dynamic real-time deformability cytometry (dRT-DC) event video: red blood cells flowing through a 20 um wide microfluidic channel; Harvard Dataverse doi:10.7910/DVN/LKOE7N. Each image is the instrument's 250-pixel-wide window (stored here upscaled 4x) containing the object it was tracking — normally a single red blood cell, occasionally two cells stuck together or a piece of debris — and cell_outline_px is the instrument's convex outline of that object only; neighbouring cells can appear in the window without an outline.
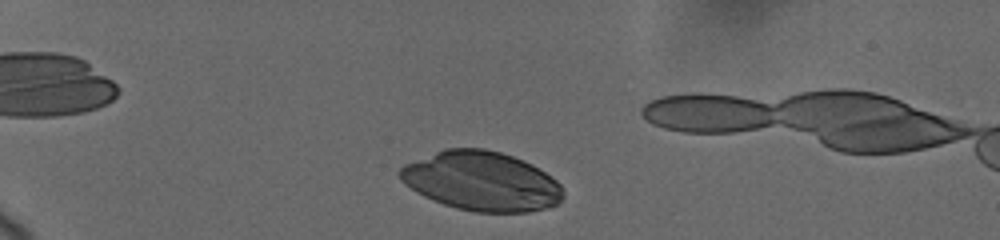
{"species": "human", "species_latin": "Homo sapiens", "temperature_condition": "cold", "stored_images_in_passage": 19, "camera_frame_rate_fps": 3000, "um_per_image_px": 0.085, "donor": {"sex": "female"}, "frame": {"image": 1, "passage_image": 4, "time_ms": 0.667, "image_size_px": [1000, 240], "cell_outline_px": [[564, 196], [556, 204], [548, 208], [528, 212], [472, 212], [456, 208], [432, 200], [416, 192], [404, 184], [400, 180], [396, 172], [404, 164], [444, 148], [484, 148], [500, 152], [524, 160], [532, 164], [556, 180], [560, 184], [564, 192]], "centroid_in_image_um": [40.9, 15.4], "position_along_channel_um": 44.1, "area_um2": 56.7}}